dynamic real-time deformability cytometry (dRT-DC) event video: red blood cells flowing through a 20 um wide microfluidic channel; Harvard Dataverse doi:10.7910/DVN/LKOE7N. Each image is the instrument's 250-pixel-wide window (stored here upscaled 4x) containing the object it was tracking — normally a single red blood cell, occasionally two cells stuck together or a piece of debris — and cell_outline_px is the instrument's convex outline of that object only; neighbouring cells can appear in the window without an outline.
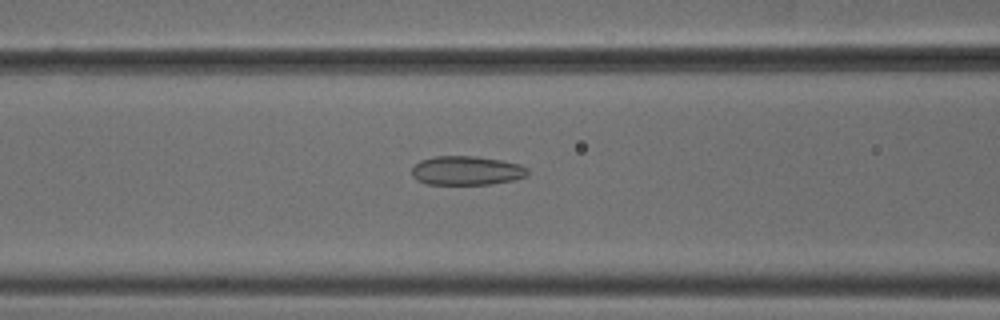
{"species": "common noctule bat (a hibernating species)", "species_latin": "Nyctalus noctula", "temperature_condition": "cold", "stored_images_in_passage": 53, "camera_frame_rate_fps": 3000, "um_per_image_px": 0.085, "animal": {"sex": "male", "body_mass_g": 18.8}, "frame": {"image": 1, "passage_image": 22, "time_ms": 7.0, "image_size_px": [1000, 320], "cell_outline_px": [[528, 172], [524, 176], [516, 180], [488, 184], [428, 184], [416, 180], [412, 176], [412, 168], [420, 160], [432, 156], [476, 156], [500, 160], [520, 164], [528, 168]], "centroid_in_image_um": [39.64, 14.49], "position_along_channel_um": 127.0, "area_um2": 19.65}}
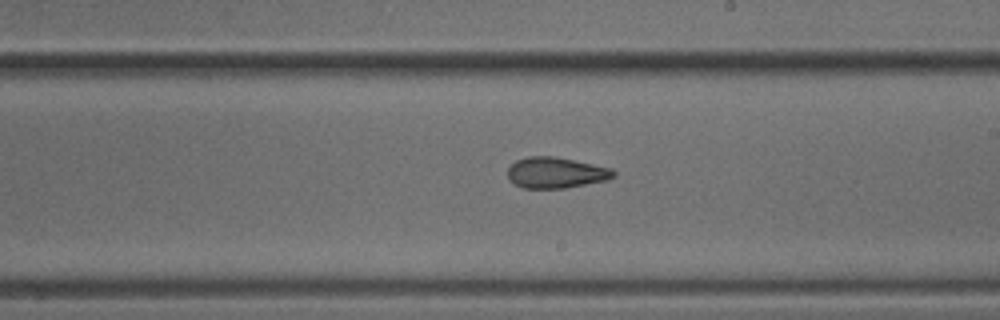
{"frame": {"image": 2, "passage_image": 31, "time_ms": 10.0, "image_size_px": [1000, 320], "cell_outline_px": [[616, 176], [608, 180], [564, 188], [524, 188], [508, 180], [508, 168], [516, 160], [528, 156], [552, 156], [612, 168], [616, 172]], "centroid_in_image_um": [47.26, 14.68], "position_along_channel_um": 241.7, "area_um2": 19.02}}
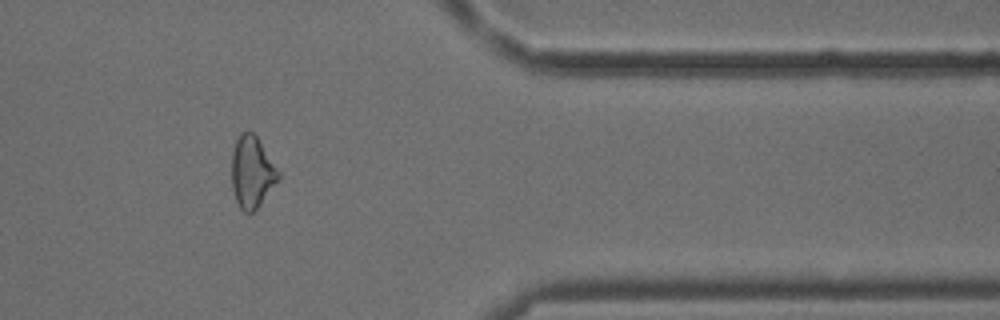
{"frame": {"image": 3, "passage_image": 44, "time_ms": 14.333, "image_size_px": [1000, 320], "cell_outline_px": [[280, 176], [260, 204], [252, 212], [244, 212], [240, 208], [236, 200], [232, 188], [232, 152], [236, 140], [240, 132], [252, 132], [256, 136], [280, 172]], "centroid_in_image_um": [21.4, 14.61], "position_along_channel_um": 390.0, "area_um2": 19.13}, "authors_computed_cell_mechanics": {"area_um2": 20.23, "velocity_mm_per_s": 3.8213, "shape_relaxation_time_tau1_ms": 10.5332, "shape_relaxation_time_tau2_ms": 2.4683, "deformation_change_tau1": 0.1657, "deformation_change_tau2": 0.0961}}